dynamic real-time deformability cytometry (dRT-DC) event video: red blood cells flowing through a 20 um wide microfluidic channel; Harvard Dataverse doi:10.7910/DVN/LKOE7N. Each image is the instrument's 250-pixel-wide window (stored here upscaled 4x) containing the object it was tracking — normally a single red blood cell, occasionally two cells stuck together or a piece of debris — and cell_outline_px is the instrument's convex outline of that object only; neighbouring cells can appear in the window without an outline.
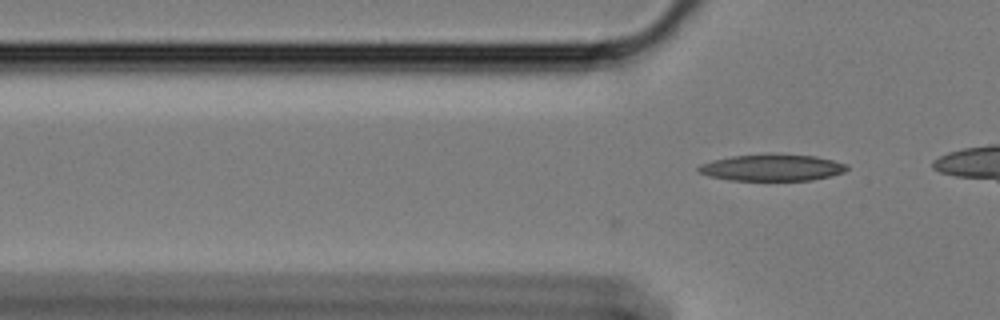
{"species": "Egyptian fruit bat (a non-hibernating species)", "species_latin": "Rousettus aegyptiacus", "temperature_condition": "cold", "stored_images_in_passage": 4, "camera_frame_rate_fps": 3000, "um_per_image_px": 0.085, "animal": {"sex": "female"}, "frame": {"image": 1, "passage_image": 4, "time_ms": 1.0, "image_size_px": [1000, 320], "cell_outline_px": [[848, 168], [844, 172], [832, 176], [812, 180], [728, 180], [708, 176], [700, 172], [696, 168], [700, 164], [712, 160], [732, 156], [768, 152], [776, 152], [816, 156], [848, 164]], "centroid_in_image_um": [65.63, 14.22], "position_along_channel_um": 60.2, "area_um2": 23.64}}